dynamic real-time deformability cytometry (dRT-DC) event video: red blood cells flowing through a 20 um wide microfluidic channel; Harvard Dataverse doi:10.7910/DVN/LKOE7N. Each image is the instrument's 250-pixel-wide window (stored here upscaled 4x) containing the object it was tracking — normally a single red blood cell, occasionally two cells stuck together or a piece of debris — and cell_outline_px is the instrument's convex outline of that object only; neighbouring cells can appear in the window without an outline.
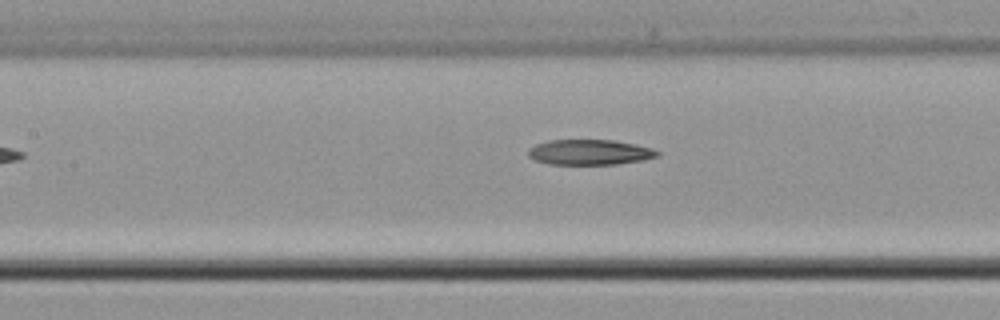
{"species": "common noctule bat (a hibernating species)", "species_latin": "Nyctalus noctula", "temperature_condition": "cold", "stored_images_in_passage": 4, "camera_frame_rate_fps": 3000, "um_per_image_px": 0.085, "animal": {"sex": "male", "body_mass_g": 21.5, "forearm_length_mm": 52.0}, "frame": {"image": 1, "passage_image": 4, "time_ms": 1.0, "image_size_px": [1000, 320], "cell_outline_px": [[660, 156], [644, 160], [616, 164], [548, 164], [536, 160], [528, 156], [528, 148], [536, 144], [548, 140], [616, 140], [652, 148], [660, 152]], "centroid_in_image_um": [50.14, 12.93], "position_along_channel_um": 157.3, "area_um2": 19.13}}